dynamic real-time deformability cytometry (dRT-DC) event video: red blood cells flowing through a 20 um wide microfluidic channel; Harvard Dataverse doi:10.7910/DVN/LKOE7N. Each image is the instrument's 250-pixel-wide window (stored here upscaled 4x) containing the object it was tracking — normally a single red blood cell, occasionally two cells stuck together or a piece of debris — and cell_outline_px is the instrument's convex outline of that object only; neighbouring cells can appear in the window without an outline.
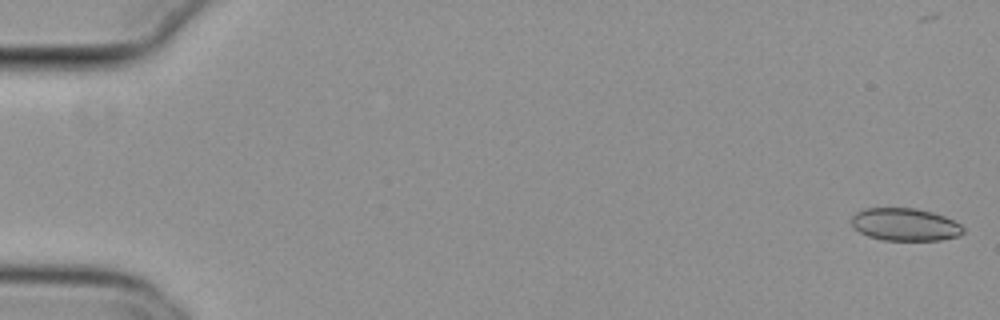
{"species": "common noctule bat (a hibernating species)", "species_latin": "Nyctalus noctula", "temperature_condition": "cold", "stored_images_in_passage": 45, "camera_frame_rate_fps": 3000, "um_per_image_px": 0.085, "animal": {"sex": "female", "body_mass_g": 29.2, "forearm_length_mm": 56.3}, "frame": {"image": 1, "passage_image": 2, "time_ms": 0.333, "image_size_px": [1000, 320], "cell_outline_px": [[964, 232], [960, 236], [940, 240], [884, 240], [868, 236], [860, 232], [852, 224], [852, 216], [856, 212], [864, 208], [916, 208], [932, 212], [944, 216], [960, 224], [964, 228]], "centroid_in_image_um": [76.95, 19.08], "position_along_channel_um": 8.1, "area_um2": 21.21}}
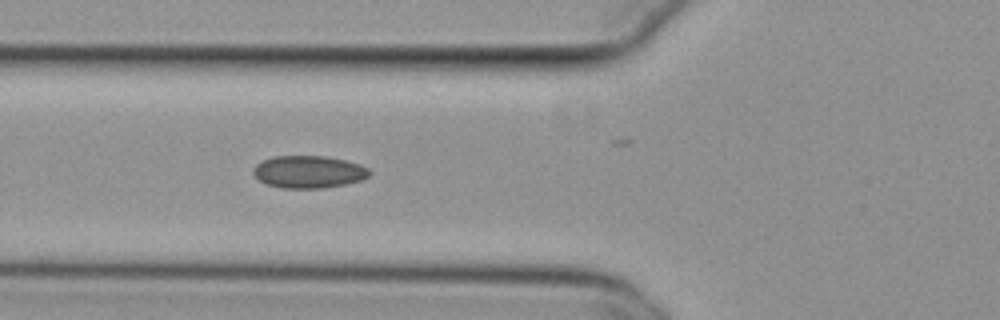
{"frame": {"image": 2, "passage_image": 22, "time_ms": 7.0, "image_size_px": [1000, 320], "cell_outline_px": [[372, 172], [368, 176], [360, 180], [344, 184], [320, 188], [280, 188], [264, 184], [252, 172], [252, 168], [256, 164], [272, 156], [324, 156], [344, 160], [360, 164], [368, 168]], "centroid_in_image_um": [26.2, 14.6], "position_along_channel_um": 99.6, "area_um2": 21.91}}
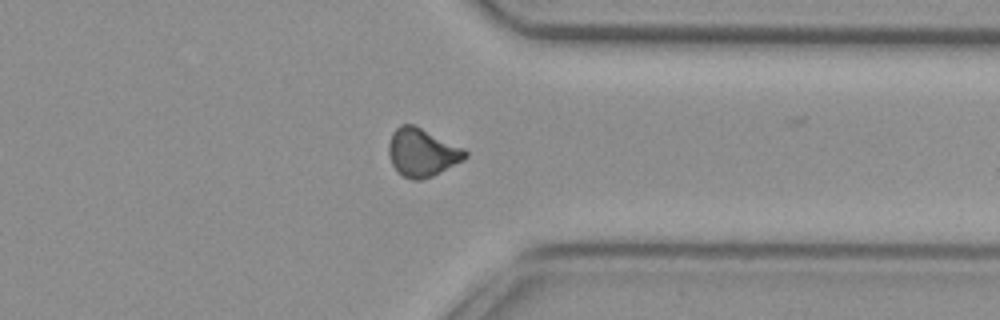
{"frame": {"image": 3, "passage_image": 44, "time_ms": 14.333, "image_size_px": [1000, 320], "cell_outline_px": [[468, 156], [464, 160], [432, 176], [420, 180], [412, 180], [404, 176], [392, 164], [388, 156], [388, 144], [392, 132], [400, 124], [412, 124], [464, 148], [468, 152]], "centroid_in_image_um": [35.87, 12.96], "position_along_channel_um": 375.5, "area_um2": 21.33}}